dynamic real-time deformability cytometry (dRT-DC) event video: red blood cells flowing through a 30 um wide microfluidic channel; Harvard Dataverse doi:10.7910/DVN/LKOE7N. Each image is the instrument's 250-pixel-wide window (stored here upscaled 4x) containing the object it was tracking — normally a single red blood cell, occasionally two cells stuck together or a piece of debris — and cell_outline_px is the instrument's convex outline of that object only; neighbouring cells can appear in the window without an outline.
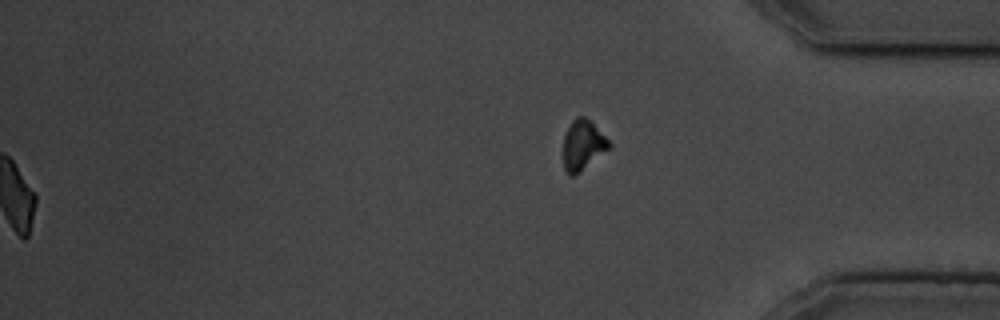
{"species": "common noctule bat (a hibernating species)", "species_latin": "Nyctalus noctula", "temperature_condition": "cold", "stored_images_in_passage": 43, "segment_of_instrument_passage": [2, 2], "camera_frame_rate_fps": 3000, "um_per_image_px": 0.085, "animal": {"sex": "male", "body_mass_g": 19.5, "forearm_length_mm": 54.6}, "frame": {"image": 1, "passage_image": 43, "time_ms": 14.0, "image_size_px": [1000, 320], "cell_outline_px": [[612, 148], [572, 176], [568, 176], [564, 168], [564, 136], [572, 120], [576, 116], [584, 116], [612, 144]], "centroid_in_image_um": [49.55, 12.34], "position_along_channel_um": 385.7, "area_um2": 13.06}}